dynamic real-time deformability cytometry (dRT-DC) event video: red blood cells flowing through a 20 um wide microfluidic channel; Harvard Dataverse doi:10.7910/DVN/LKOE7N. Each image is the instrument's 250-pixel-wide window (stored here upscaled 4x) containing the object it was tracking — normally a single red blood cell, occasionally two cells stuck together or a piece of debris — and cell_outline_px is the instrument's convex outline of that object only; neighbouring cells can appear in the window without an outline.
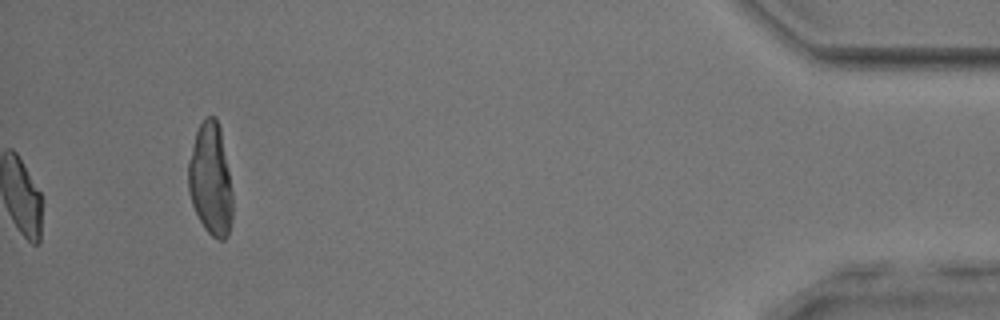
{"species": "common noctule bat (a hibernating species)", "species_latin": "Nyctalus noctula", "temperature_condition": "room temperature", "stored_images_in_passage": 50, "camera_frame_rate_fps": 3000, "um_per_image_px": 0.085, "animal": {"sex": "male", "body_mass_g": 17.9, "forearm_length_mm": 54.2}, "frame": {"image": 1, "passage_image": 50, "time_ms": 16.333, "image_size_px": [1000, 320], "cell_outline_px": [[232, 220], [228, 236], [224, 240], [216, 240], [204, 228], [192, 204], [188, 192], [188, 160], [196, 132], [204, 116], [216, 116], [220, 128], [232, 192]], "centroid_in_image_um": [17.89, 15.27], "position_along_channel_um": 417.3, "area_um2": 29.02}, "authors_computed_cell_mechanics": {"area_um2": 20.0566, "velocity_mm_per_s": 3.8927, "shape_relaxation_time_tau1_ms": null, "shape_relaxation_time_tau2_ms": 2.8633, "deformation_change_tau1": null, "deformation_change_tau2": 0.0909}}